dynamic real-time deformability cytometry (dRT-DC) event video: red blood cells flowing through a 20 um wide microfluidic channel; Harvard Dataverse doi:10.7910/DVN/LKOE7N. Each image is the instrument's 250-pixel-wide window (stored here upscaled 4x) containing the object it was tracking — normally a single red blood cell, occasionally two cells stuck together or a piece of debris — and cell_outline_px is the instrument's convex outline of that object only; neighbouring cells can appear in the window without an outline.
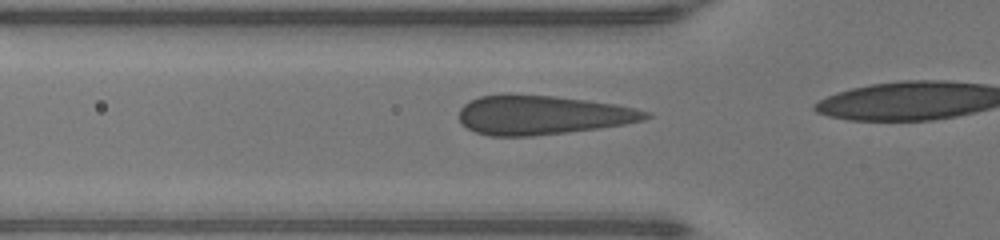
{"species": "human", "species_latin": "Homo sapiens", "temperature_condition": "warm", "stored_images_in_passage": 13, "camera_frame_rate_fps": 3000, "um_per_image_px": 0.085, "donor": {"sex": "male"}, "frame": {"image": 1, "passage_image": 11, "time_ms": 3.333, "image_size_px": [1000, 240], "cell_outline_px": [[652, 116], [644, 120], [624, 124], [600, 128], [532, 136], [488, 136], [476, 132], [468, 128], [460, 120], [460, 108], [468, 100], [480, 96], [556, 96], [588, 100], [616, 104], [636, 108], [652, 112]], "centroid_in_image_um": [46.16, 9.79], "position_along_channel_um": 79.6, "area_um2": 42.14}}